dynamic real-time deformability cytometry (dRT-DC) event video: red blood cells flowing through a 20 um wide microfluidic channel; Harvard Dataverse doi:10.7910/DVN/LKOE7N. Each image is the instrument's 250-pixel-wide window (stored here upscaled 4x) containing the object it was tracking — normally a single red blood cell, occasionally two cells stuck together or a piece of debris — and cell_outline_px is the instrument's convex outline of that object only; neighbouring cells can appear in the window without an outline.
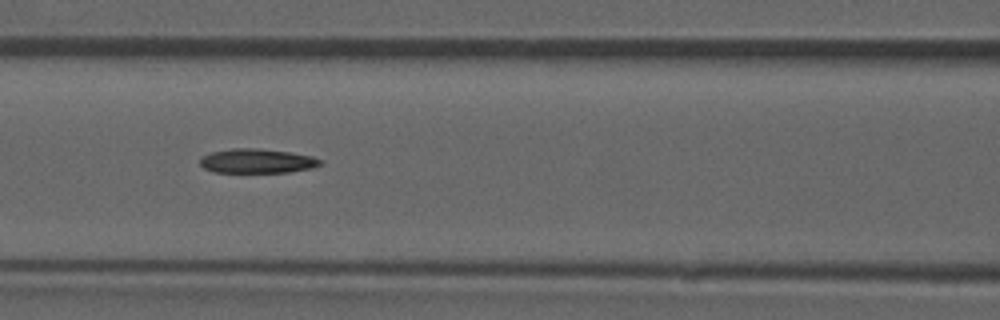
{"species": "common noctule bat (a hibernating species)", "species_latin": "Nyctalus noctula", "temperature_condition": "room temperature", "stored_images_in_passage": 53, "camera_frame_rate_fps": 3000, "um_per_image_px": 0.085, "animal": {"sex": "male", "forearm_length_mm": 52.5}, "frame": {"image": 1, "passage_image": 23, "time_ms": 7.333, "image_size_px": [1000, 320], "cell_outline_px": [[320, 164], [312, 168], [288, 172], [212, 172], [204, 168], [200, 164], [200, 156], [212, 152], [232, 148], [260, 148], [288, 152], [312, 156], [320, 160]], "centroid_in_image_um": [21.79, 13.68], "position_along_channel_um": 144.8, "area_um2": 16.99}, "authors_computed_cell_mechanics": {"area_um2": 17.5712, "velocity_mm_per_s": 3.9205, "shape_relaxation_time_tau1_ms": 10.8278, "shape_relaxation_time_tau2_ms": null, "deformation_change_tau1": 0.2298, "deformation_change_tau2": null}}